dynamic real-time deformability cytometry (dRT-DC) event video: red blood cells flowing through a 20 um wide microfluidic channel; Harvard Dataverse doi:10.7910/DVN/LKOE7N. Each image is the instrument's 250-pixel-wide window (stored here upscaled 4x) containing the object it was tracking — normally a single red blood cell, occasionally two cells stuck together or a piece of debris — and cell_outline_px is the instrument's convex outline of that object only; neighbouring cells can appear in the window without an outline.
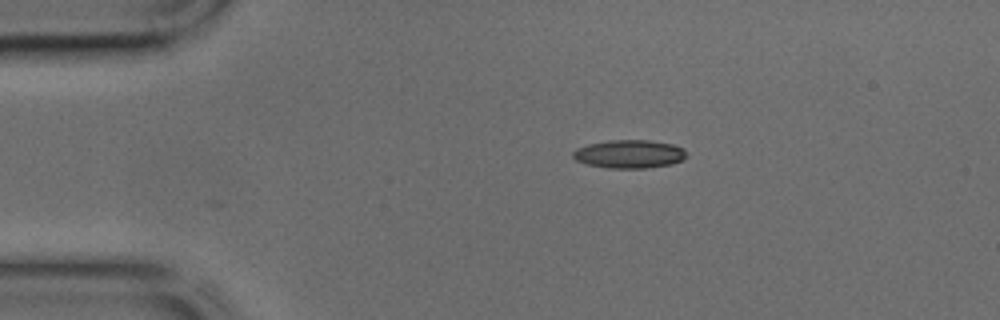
{"species": "common noctule bat (a hibernating species)", "species_latin": "Nyctalus noctula", "temperature_condition": "cold", "stored_images_in_passage": 29, "camera_frame_rate_fps": 3000, "um_per_image_px": 0.085, "animal": {"sex": "male", "body_mass_g": 17.9, "forearm_length_mm": 54.2}, "frame": {"image": 1, "passage_image": 1, "time_ms": 0.0, "image_size_px": [1000, 320], "cell_outline_px": [[688, 156], [672, 164], [644, 168], [608, 168], [588, 164], [576, 160], [572, 156], [572, 152], [576, 148], [588, 144], [608, 140], [648, 140], [672, 144], [684, 148], [688, 152]], "centroid_in_image_um": [53.5, 13.08], "position_along_channel_um": 31.5, "area_um2": 18.79}}
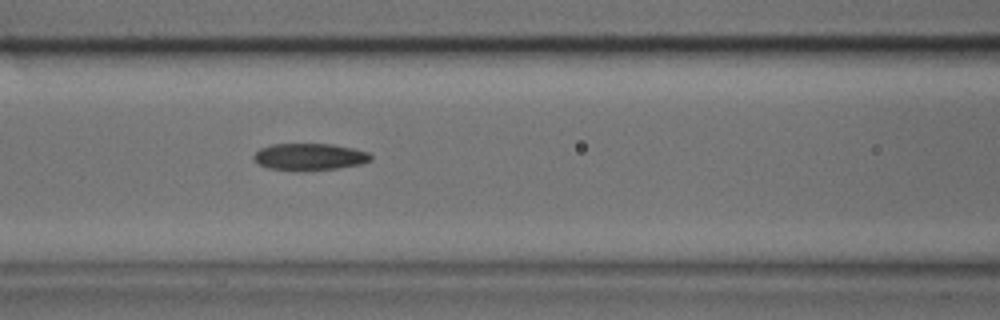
{"frame": {"image": 2, "passage_image": 11, "time_ms": 3.333, "image_size_px": [1000, 320], "cell_outline_px": [[372, 160], [360, 164], [336, 168], [296, 172], [268, 168], [256, 164], [252, 156], [260, 148], [272, 144], [332, 144], [352, 148], [368, 152], [372, 156]], "centroid_in_image_um": [26.26, 13.34], "position_along_channel_um": 140.3, "area_um2": 18.61}}
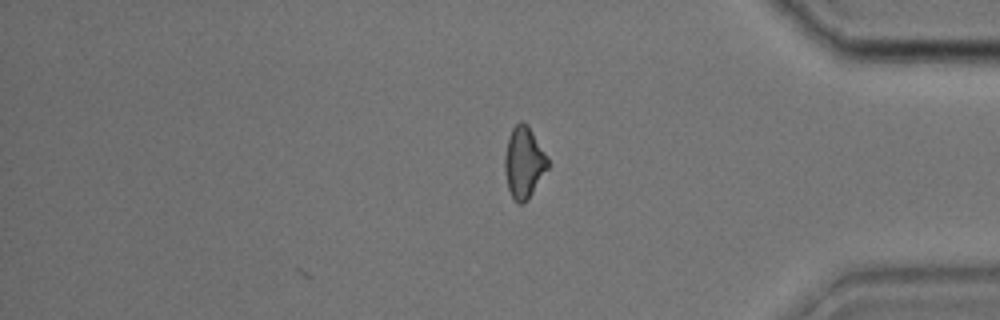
{"frame": {"image": 3, "passage_image": 29, "time_ms": 9.333, "image_size_px": [1000, 320], "cell_outline_px": [[548, 168], [528, 200], [524, 204], [516, 204], [508, 188], [504, 172], [504, 156], [508, 136], [512, 128], [520, 120], [528, 124], [548, 156]], "centroid_in_image_um": [44.52, 13.81], "position_along_channel_um": 390.7, "area_um2": 18.26}}